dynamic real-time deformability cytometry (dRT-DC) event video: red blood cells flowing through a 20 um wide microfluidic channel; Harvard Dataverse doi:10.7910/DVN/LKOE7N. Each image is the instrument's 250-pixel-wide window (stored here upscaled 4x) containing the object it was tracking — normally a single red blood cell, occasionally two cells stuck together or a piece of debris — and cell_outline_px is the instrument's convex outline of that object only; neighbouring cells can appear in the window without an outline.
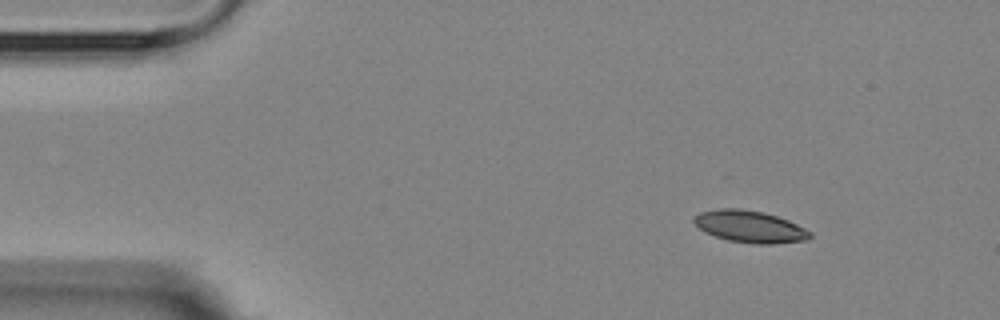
{"species": "Egyptian fruit bat (a non-hibernating species)", "species_latin": "Rousettus aegyptiacus", "temperature_condition": "room temperature", "stored_images_in_passage": 7, "camera_frame_rate_fps": 3000, "um_per_image_px": 0.085, "animal": {"sex": "female"}, "frame": {"image": 1, "passage_image": 2, "time_ms": 1.0, "image_size_px": [1000, 320], "cell_outline_px": [[812, 236], [808, 240], [772, 244], [752, 244], [728, 240], [704, 232], [692, 220], [700, 212], [720, 208], [740, 208], [764, 212], [788, 220], [812, 232]], "centroid_in_image_um": [63.76, 19.26], "position_along_channel_um": 21.2, "area_um2": 21.62}}
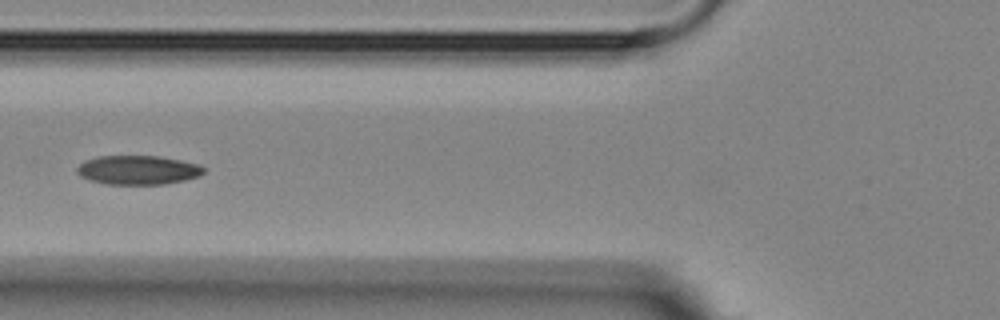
{"frame": {"image": 2, "passage_image": 6, "time_ms": 5.667, "image_size_px": [1000, 320], "cell_outline_px": [[204, 172], [200, 176], [184, 180], [164, 184], [108, 184], [88, 180], [80, 176], [76, 172], [76, 168], [84, 160], [96, 156], [160, 156], [200, 164], [204, 168]], "centroid_in_image_um": [11.7, 14.44], "position_along_channel_um": 114.1, "area_um2": 21.62}}
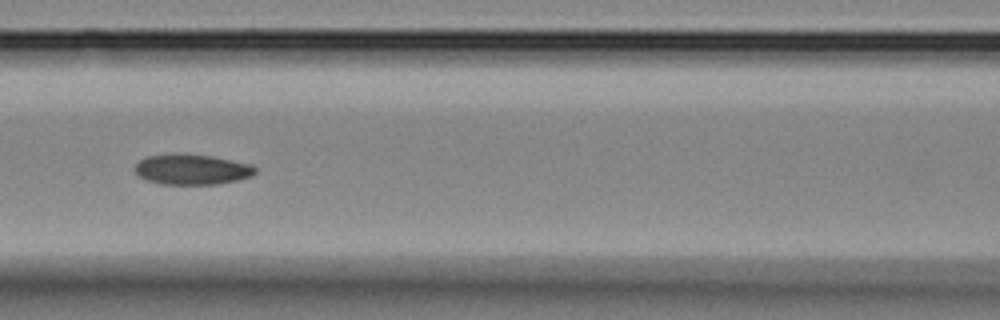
{"frame": {"image": 3, "passage_image": 7, "time_ms": 6.667, "image_size_px": [1000, 320], "cell_outline_px": [[256, 172], [252, 176], [220, 184], [160, 184], [144, 180], [136, 176], [132, 168], [144, 156], [172, 152], [184, 152], [212, 156], [252, 164], [256, 168]], "centroid_in_image_um": [16.23, 14.37], "position_along_channel_um": 150.4, "area_um2": 22.14}}